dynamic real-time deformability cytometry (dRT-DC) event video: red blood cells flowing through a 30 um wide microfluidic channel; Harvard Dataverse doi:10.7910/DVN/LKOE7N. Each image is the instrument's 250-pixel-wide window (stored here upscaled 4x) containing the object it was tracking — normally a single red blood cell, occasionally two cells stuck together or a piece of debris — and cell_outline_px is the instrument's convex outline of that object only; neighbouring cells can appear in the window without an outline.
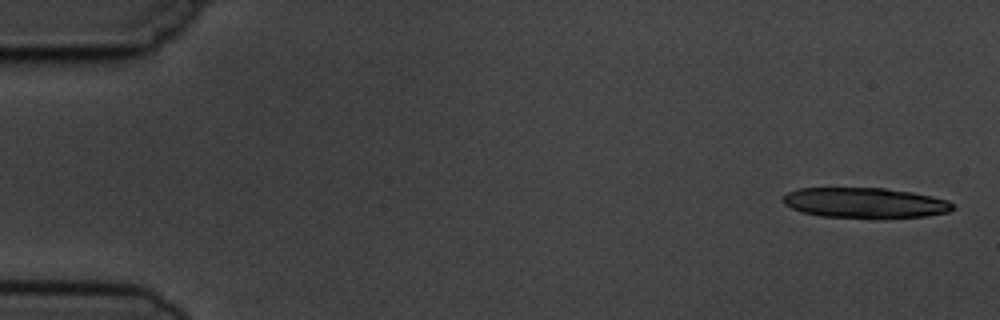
{"species": "common noctule bat (a hibernating species)", "species_latin": "Nyctalus noctula", "temperature_condition": "cold", "stored_images_in_passage": 6, "camera_frame_rate_fps": 3000, "um_per_image_px": 0.085, "animal": {"sex": "male", "body_mass_g": 19.5, "forearm_length_mm": 54.6}, "frame": {"image": 1, "passage_image": 1, "time_ms": 0.0, "image_size_px": [1000, 320], "cell_outline_px": [[956, 208], [948, 212], [924, 216], [876, 220], [820, 216], [800, 212], [784, 204], [780, 200], [780, 196], [788, 192], [800, 188], [884, 188], [912, 192], [932, 196], [948, 200]], "centroid_in_image_um": [73.5, 17.27], "position_along_channel_um": 11.5, "area_um2": 30.92}}